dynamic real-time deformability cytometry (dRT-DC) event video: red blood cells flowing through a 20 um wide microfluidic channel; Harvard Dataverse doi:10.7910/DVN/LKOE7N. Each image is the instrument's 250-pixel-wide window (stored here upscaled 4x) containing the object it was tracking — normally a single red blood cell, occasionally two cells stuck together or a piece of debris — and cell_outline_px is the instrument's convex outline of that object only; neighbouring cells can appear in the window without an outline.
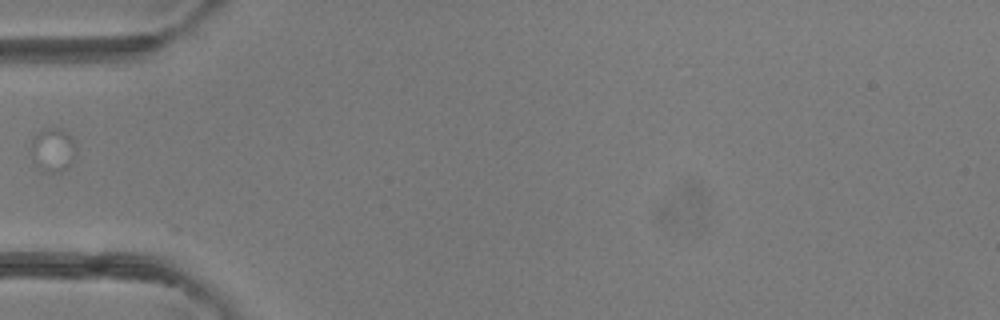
{"species": "common noctule bat (a hibernating species)", "species_latin": "Nyctalus noctula", "temperature_condition": "room temperature", "stored_images_in_passage": 1, "camera_frame_rate_fps": 3000, "um_per_image_px": 0.085, "animal": {"sex": "female"}, "frame": {"image": 1, "passage_image": 1, "time_ms": 0.0, "image_size_px": [1000, 320], "cell_outline_px": [[76, 148], [72, 160], [68, 168], [60, 172], [48, 172], [36, 168], [32, 160], [32, 140], [36, 132], [52, 124], [64, 128], [68, 132]], "centroid_in_image_um": [4.48, 12.68], "position_along_channel_um": 80.5, "area_um2": 11.91}}